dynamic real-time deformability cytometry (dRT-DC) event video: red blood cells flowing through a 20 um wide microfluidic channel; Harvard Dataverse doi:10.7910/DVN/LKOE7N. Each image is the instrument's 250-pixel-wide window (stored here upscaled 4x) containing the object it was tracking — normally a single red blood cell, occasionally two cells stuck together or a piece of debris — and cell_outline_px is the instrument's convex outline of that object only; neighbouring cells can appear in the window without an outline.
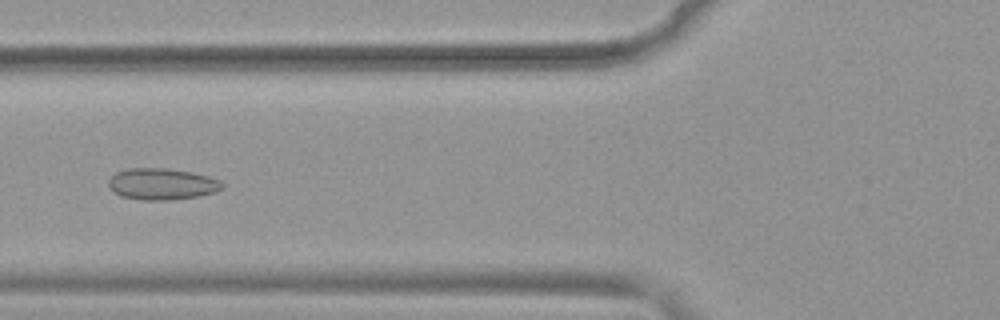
{"species": "common noctule bat (a hibernating species)", "species_latin": "Nyctalus noctula", "temperature_condition": "warm", "stored_images_in_passage": 44, "camera_frame_rate_fps": 3000, "um_per_image_px": 0.085, "animal": {"sex": "female", "body_mass_g": 19.9}, "frame": {"image": 1, "passage_image": 12, "time_ms": 3.667, "image_size_px": [1000, 320], "cell_outline_px": [[224, 188], [216, 192], [196, 196], [168, 200], [140, 200], [120, 196], [108, 184], [108, 180], [116, 172], [128, 168], [168, 168], [192, 172], [208, 176], [220, 180], [224, 184]], "centroid_in_image_um": [13.79, 15.63], "position_along_channel_um": 112.0, "area_um2": 20.87}}
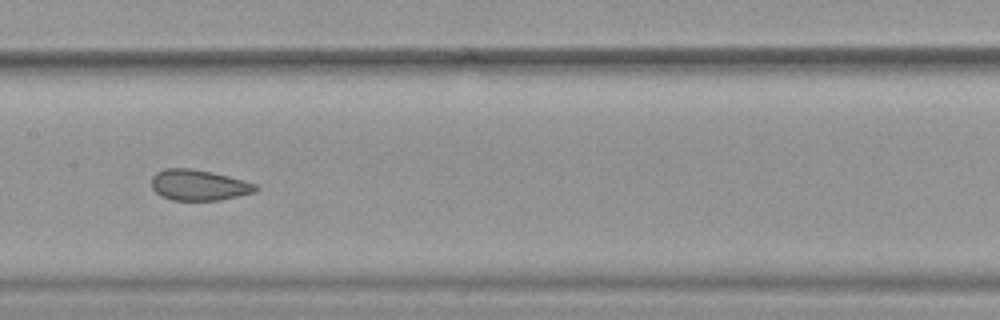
{"frame": {"image": 2, "passage_image": 18, "time_ms": 5.667, "image_size_px": [1000, 320], "cell_outline_px": [[260, 188], [256, 192], [220, 200], [172, 200], [160, 196], [152, 188], [152, 176], [156, 172], [164, 168], [192, 168], [212, 172], [244, 180], [256, 184]], "centroid_in_image_um": [16.9, 15.73], "position_along_channel_um": 190.5, "area_um2": 18.84}}
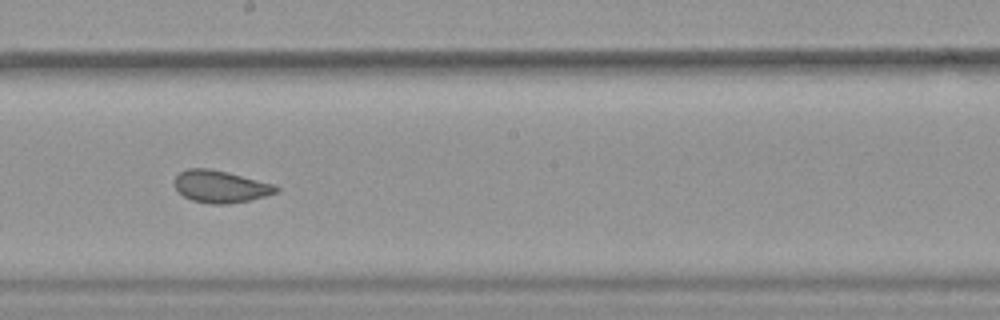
{"frame": {"image": 3, "passage_image": 21, "time_ms": 6.667, "image_size_px": [1000, 320], "cell_outline_px": [[280, 188], [276, 192], [264, 196], [248, 200], [228, 204], [212, 204], [192, 200], [184, 196], [176, 188], [176, 176], [180, 172], [188, 168], [208, 168], [228, 172], [276, 184]], "centroid_in_image_um": [18.77, 15.85], "position_along_channel_um": 229.4, "area_um2": 18.9}, "authors_computed_cell_mechanics": {"area_um2": 20.7213, "velocity_mm_per_s": 3.9224, "shape_relaxation_time_tau1_ms": null, "shape_relaxation_time_tau2_ms": 0.9976, "deformation_change_tau1": null, "deformation_change_tau2": 0.081}}